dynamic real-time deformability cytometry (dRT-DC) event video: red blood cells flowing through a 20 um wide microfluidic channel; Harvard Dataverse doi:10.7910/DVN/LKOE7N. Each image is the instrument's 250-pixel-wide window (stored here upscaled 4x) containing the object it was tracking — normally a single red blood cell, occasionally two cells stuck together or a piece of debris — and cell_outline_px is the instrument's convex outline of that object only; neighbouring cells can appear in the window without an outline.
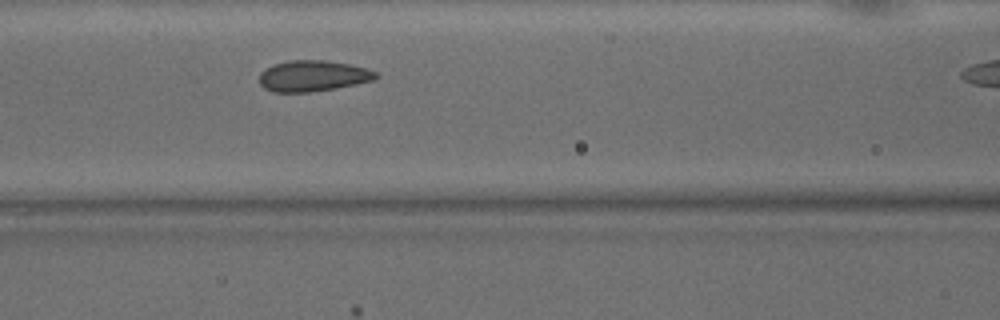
{"species": "common noctule bat (a hibernating species)", "species_latin": "Nyctalus noctula", "temperature_condition": "warm", "stored_images_in_passage": 11, "camera_frame_rate_fps": 3000, "um_per_image_px": 0.085, "animal": {"sex": "male", "body_mass_g": 15.6}, "frame": {"image": 1, "passage_image": 10, "time_ms": 3.0, "image_size_px": [1000, 320], "cell_outline_px": [[380, 76], [376, 80], [336, 88], [312, 92], [272, 92], [264, 88], [260, 84], [260, 72], [272, 64], [288, 60], [324, 60], [352, 64], [376, 72]], "centroid_in_image_um": [26.6, 6.45], "position_along_channel_um": 140.0, "area_um2": 21.27}}